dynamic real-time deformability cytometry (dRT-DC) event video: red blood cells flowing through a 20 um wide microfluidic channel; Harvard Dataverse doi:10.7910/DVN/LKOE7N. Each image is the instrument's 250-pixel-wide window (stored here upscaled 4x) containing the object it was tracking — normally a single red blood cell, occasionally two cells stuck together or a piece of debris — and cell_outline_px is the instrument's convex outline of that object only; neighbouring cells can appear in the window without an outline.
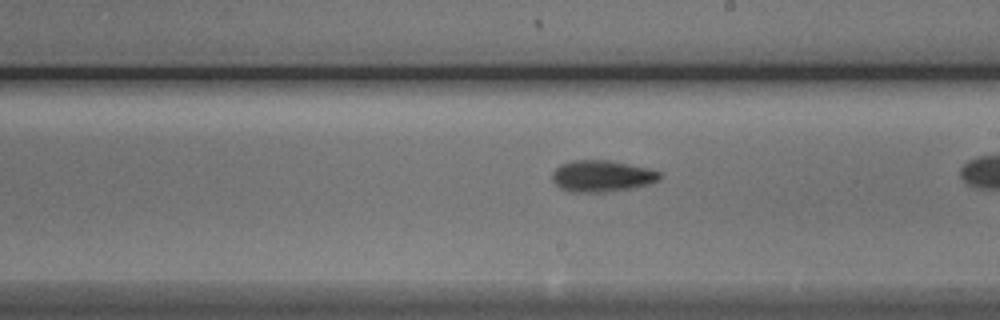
{"species": "Egyptian fruit bat (a non-hibernating species)", "species_latin": "Rousettus aegyptiacus", "temperature_condition": "cold", "stored_images_in_passage": 27, "camera_frame_rate_fps": 3000, "um_per_image_px": 0.085, "animal": {"sex": "male"}, "frame": {"image": 1, "passage_image": 16, "time_ms": 5.0, "image_size_px": [1000, 320], "cell_outline_px": [[660, 180], [648, 184], [632, 188], [604, 192], [572, 192], [560, 188], [552, 180], [552, 172], [560, 164], [572, 160], [612, 160], [648, 168], [660, 172]], "centroid_in_image_um": [51.15, 14.96], "position_along_channel_um": 237.9, "area_um2": 19.83}}